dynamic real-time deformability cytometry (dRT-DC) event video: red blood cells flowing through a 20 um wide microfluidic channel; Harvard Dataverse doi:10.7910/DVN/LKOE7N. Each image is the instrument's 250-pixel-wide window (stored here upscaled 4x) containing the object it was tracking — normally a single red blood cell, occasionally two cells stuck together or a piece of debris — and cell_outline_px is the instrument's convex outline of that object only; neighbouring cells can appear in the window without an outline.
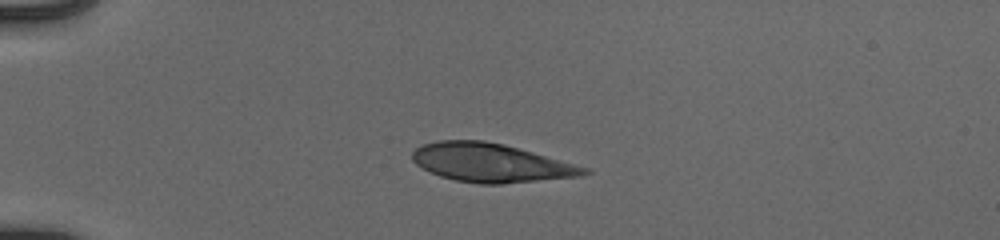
{"species": "human", "species_latin": "Homo sapiens", "temperature_condition": "cold", "stored_images_in_passage": 40, "camera_frame_rate_fps": 3000, "um_per_image_px": 0.085, "donor": {"sex": "male"}, "frame": {"image": 1, "passage_image": 1, "time_ms": 0.0, "image_size_px": [1000, 240], "cell_outline_px": [[592, 172], [580, 176], [500, 184], [480, 184], [456, 180], [440, 176], [416, 164], [412, 160], [412, 152], [416, 148], [424, 144], [440, 140], [484, 140], [504, 144], [588, 168]], "centroid_in_image_um": [41.7, 13.83], "position_along_channel_um": 43.3, "area_um2": 38.21}}
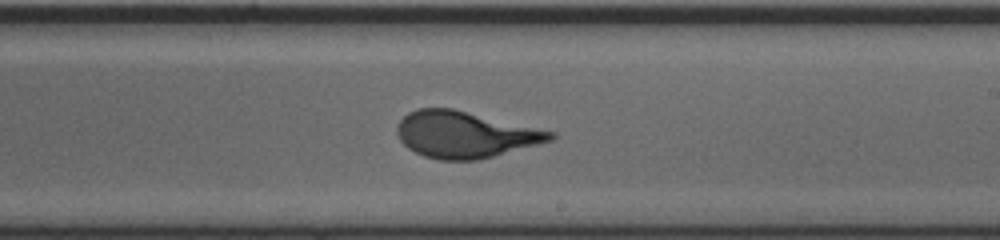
{"frame": {"image": 2, "passage_image": 20, "time_ms": 6.333, "image_size_px": [1000, 240], "cell_outline_px": [[556, 136], [552, 140], [492, 156], [476, 160], [440, 160], [424, 156], [408, 148], [400, 140], [396, 132], [396, 128], [400, 120], [408, 112], [416, 108], [452, 108], [556, 132]], "centroid_in_image_um": [39.49, 11.42], "position_along_channel_um": 249.5, "area_um2": 41.21}}
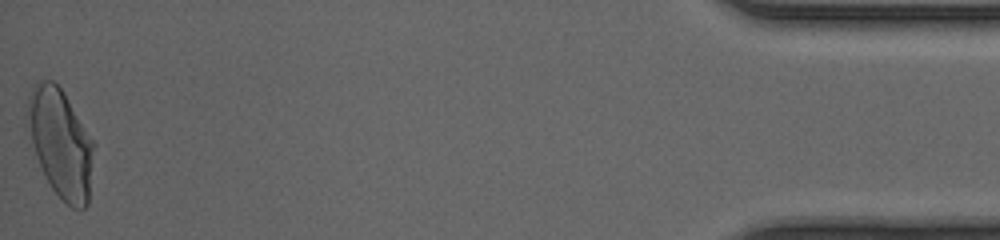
{"frame": {"image": 3, "passage_image": 40, "time_ms": 13.0, "image_size_px": [1000, 240], "cell_outline_px": [[96, 144], [88, 204], [84, 208], [72, 208], [52, 188], [44, 176], [24, 128], [24, 112], [28, 96], [36, 80], [52, 80], [64, 92]], "centroid_in_image_um": [5.11, 12.12], "position_along_channel_um": 430.1, "area_um2": 43.06}, "authors_computed_cell_mechanics": {"area_um2": 40.6912, "velocity_mm_per_s": 3.9354, "shape_relaxation_time_tau1_ms": 4.8853, "shape_relaxation_time_tau2_ms": null, "deformation_change_tau1": 0.2075, "deformation_change_tau2": null}}